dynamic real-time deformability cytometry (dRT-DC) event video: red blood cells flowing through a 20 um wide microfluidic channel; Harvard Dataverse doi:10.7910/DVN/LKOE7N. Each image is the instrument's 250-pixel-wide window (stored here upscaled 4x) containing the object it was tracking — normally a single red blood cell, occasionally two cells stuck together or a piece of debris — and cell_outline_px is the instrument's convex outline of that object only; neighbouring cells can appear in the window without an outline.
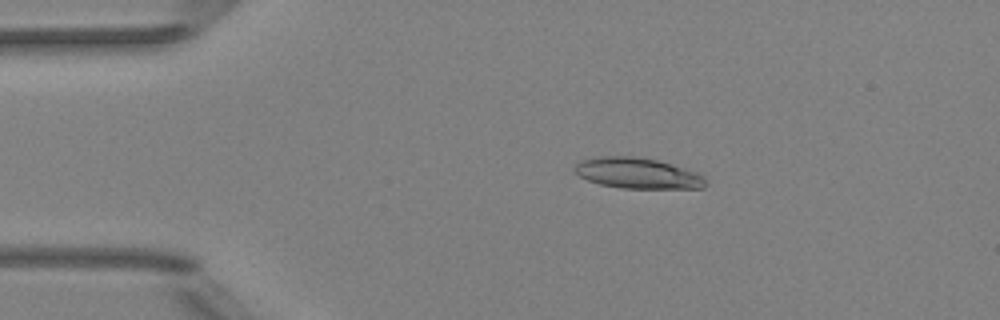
{"species": "Egyptian fruit bat (a non-hibernating species)", "species_latin": "Rousettus aegyptiacus", "temperature_condition": "room temperature", "stored_images_in_passage": 5, "camera_frame_rate_fps": 3000, "um_per_image_px": 0.085, "animal": {"sex": "female"}, "frame": {"image": 1, "passage_image": 1, "time_ms": 0.0, "image_size_px": [1000, 320], "cell_outline_px": [[708, 184], [704, 188], [620, 188], [600, 184], [588, 180], [580, 176], [572, 168], [576, 164], [584, 160], [600, 156], [632, 156], [656, 160], [696, 172], [704, 176]], "centroid_in_image_um": [54.21, 14.73], "position_along_channel_um": 30.8, "area_um2": 23.24}}
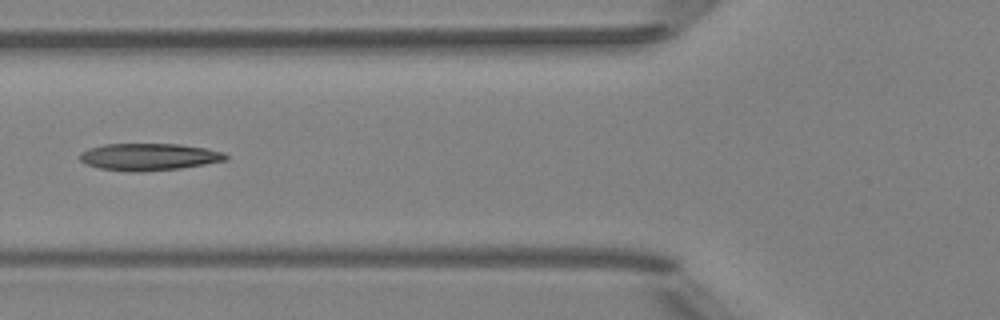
{"frame": {"image": 2, "passage_image": 4, "time_ms": 3.333, "image_size_px": [1000, 320], "cell_outline_px": [[228, 160], [180, 168], [140, 172], [128, 172], [100, 168], [84, 164], [76, 156], [80, 152], [88, 148], [104, 144], [180, 144], [204, 148], [224, 152], [228, 156]], "centroid_in_image_um": [12.6, 13.33], "position_along_channel_um": 113.2, "area_um2": 23.24}}
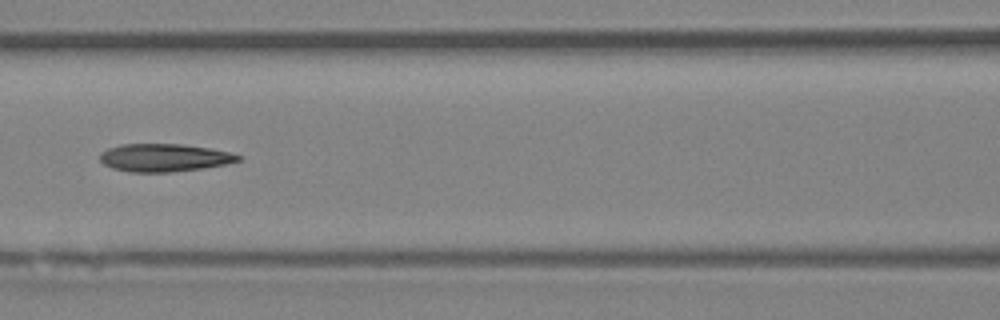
{"frame": {"image": 3, "passage_image": 5, "time_ms": 4.333, "image_size_px": [1000, 320], "cell_outline_px": [[240, 160], [224, 164], [204, 168], [168, 172], [128, 172], [112, 168], [104, 164], [100, 160], [100, 152], [108, 148], [120, 144], [180, 144], [208, 148], [232, 152], [240, 156]], "centroid_in_image_um": [13.92, 13.4], "position_along_channel_um": 152.7, "area_um2": 22.37}}